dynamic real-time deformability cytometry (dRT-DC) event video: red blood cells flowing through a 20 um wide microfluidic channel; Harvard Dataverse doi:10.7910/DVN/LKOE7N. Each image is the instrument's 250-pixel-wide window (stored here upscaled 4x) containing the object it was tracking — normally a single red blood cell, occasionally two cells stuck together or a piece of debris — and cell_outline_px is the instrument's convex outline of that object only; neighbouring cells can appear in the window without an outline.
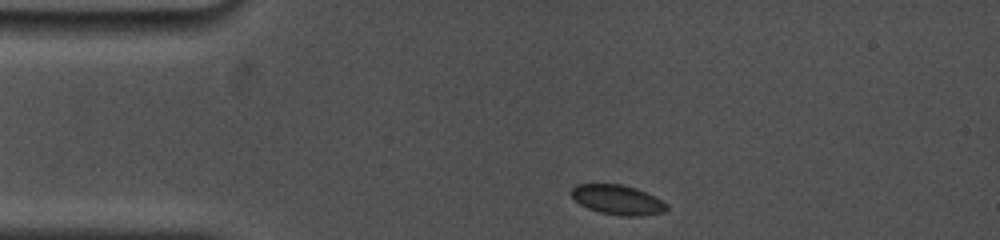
{"species": "common noctule bat (a hibernating species)", "species_latin": "Nyctalus noctula", "temperature_condition": "cold", "stored_images_in_passage": 9, "camera_frame_rate_fps": 5000, "um_per_image_px": 0.085, "animal": {"sex": "female", "body_mass_g": 19.0, "forearm_length_mm": 53.3}, "frame": {"image": 1, "passage_image": 1, "time_ms": 0.0, "image_size_px": [1000, 240], "cell_outline_px": [[668, 208], [664, 212], [640, 216], [620, 216], [600, 212], [588, 208], [580, 204], [572, 196], [572, 188], [576, 184], [620, 184], [636, 188], [668, 204]], "centroid_in_image_um": [52.5, 16.99], "position_along_channel_um": 32.5, "area_um2": 16.3}}
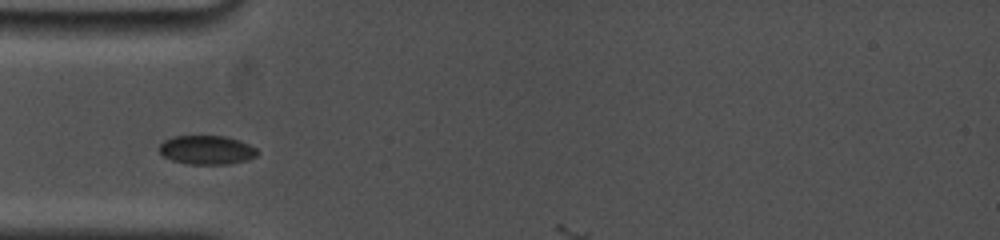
{"frame": {"image": 2, "passage_image": 7, "time_ms": 2.0, "image_size_px": [1000, 240], "cell_outline_px": [[260, 152], [256, 156], [248, 160], [228, 164], [188, 164], [172, 160], [164, 156], [160, 152], [160, 144], [164, 140], [172, 136], [224, 136], [240, 140], [256, 148]], "centroid_in_image_um": [17.6, 12.74], "position_along_channel_um": 67.4, "area_um2": 16.59}}